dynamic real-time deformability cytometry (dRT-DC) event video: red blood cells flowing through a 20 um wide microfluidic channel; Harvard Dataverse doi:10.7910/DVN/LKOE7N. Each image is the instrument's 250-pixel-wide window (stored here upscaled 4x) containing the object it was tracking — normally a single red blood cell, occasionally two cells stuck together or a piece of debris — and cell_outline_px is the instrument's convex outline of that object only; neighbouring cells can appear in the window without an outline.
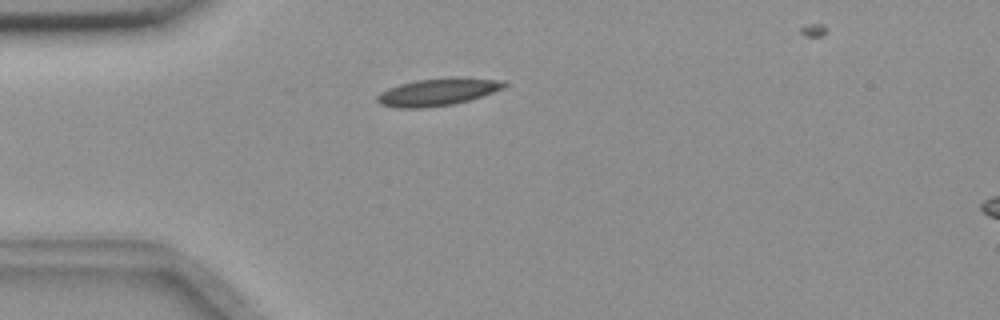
{"species": "common noctule bat (a hibernating species)", "species_latin": "Nyctalus noctula", "temperature_condition": "room temperature", "stored_images_in_passage": 6, "camera_frame_rate_fps": 3000, "um_per_image_px": 0.085, "animal": {"sex": "female", "body_mass_g": 18.4}, "frame": {"image": 1, "passage_image": 6, "time_ms": 1.667, "image_size_px": [1000, 320], "cell_outline_px": [[508, 84], [504, 88], [468, 100], [452, 104], [424, 108], [396, 108], [380, 104], [376, 100], [376, 96], [380, 92], [388, 88], [400, 84], [416, 80], [448, 76], [460, 76], [504, 80]], "centroid_in_image_um": [37.21, 7.79], "position_along_channel_um": 47.8, "area_um2": 20.58}}